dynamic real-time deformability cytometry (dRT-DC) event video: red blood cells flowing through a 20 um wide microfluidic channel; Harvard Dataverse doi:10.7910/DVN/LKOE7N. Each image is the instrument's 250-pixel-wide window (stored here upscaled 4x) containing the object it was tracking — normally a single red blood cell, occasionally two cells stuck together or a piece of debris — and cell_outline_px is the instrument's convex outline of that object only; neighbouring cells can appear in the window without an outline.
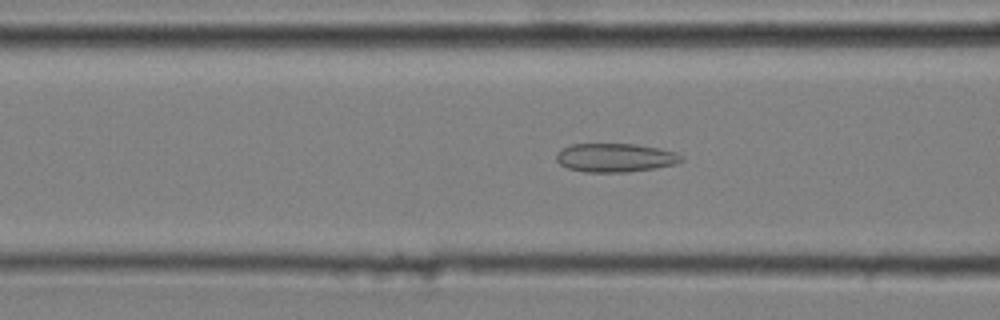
{"species": "common noctule bat (a hibernating species)", "species_latin": "Nyctalus noctula", "temperature_condition": "cold", "stored_images_in_passage": 52, "camera_frame_rate_fps": 3000, "um_per_image_px": 0.085, "animal": {"sex": "male", "body_mass_g": 20.4}, "frame": {"image": 1, "passage_image": 21, "time_ms": 6.667, "image_size_px": [1000, 320], "cell_outline_px": [[684, 160], [676, 164], [656, 168], [628, 172], [584, 172], [568, 168], [560, 164], [556, 160], [556, 152], [560, 148], [572, 144], [636, 144], [660, 148], [676, 152], [684, 156]], "centroid_in_image_um": [52.31, 13.4], "position_along_channel_um": 114.3, "area_um2": 21.21}}
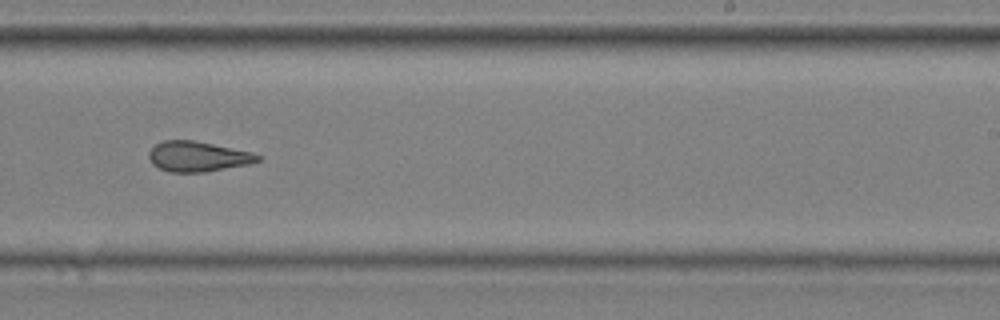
{"frame": {"image": 2, "passage_image": 34, "time_ms": 11.0, "image_size_px": [1000, 320], "cell_outline_px": [[260, 160], [248, 164], [204, 172], [168, 172], [152, 164], [148, 156], [148, 152], [156, 144], [164, 140], [192, 140], [252, 152], [260, 156]], "centroid_in_image_um": [16.77, 13.3], "position_along_channel_um": 272.2, "area_um2": 18.96}}
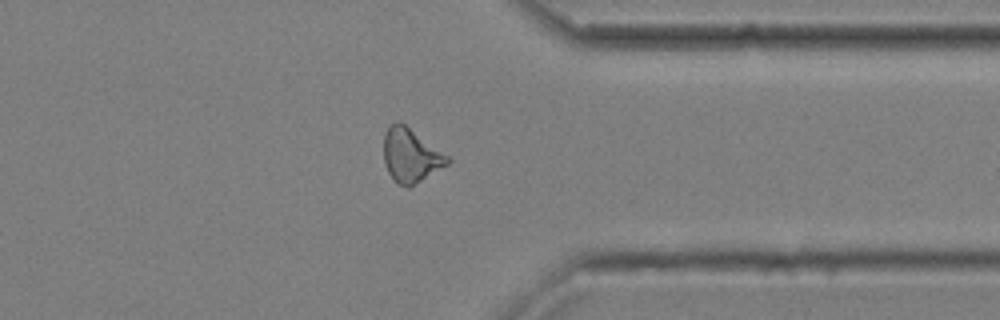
{"frame": {"image": 3, "passage_image": 43, "time_ms": 14.0, "image_size_px": [1000, 320], "cell_outline_px": [[452, 160], [448, 164], [408, 188], [400, 184], [388, 172], [384, 164], [384, 132], [392, 124], [400, 120], [448, 156]], "centroid_in_image_um": [34.9, 13.19], "position_along_channel_um": 376.5, "area_um2": 19.71}, "authors_computed_cell_mechanics": {"area_um2": 20.1433, "velocity_mm_per_s": 3.6502, "shape_relaxation_time_tau1_ms": null, "shape_relaxation_time_tau2_ms": 2.6518, "deformation_change_tau1": null, "deformation_change_tau2": 0.1106}}